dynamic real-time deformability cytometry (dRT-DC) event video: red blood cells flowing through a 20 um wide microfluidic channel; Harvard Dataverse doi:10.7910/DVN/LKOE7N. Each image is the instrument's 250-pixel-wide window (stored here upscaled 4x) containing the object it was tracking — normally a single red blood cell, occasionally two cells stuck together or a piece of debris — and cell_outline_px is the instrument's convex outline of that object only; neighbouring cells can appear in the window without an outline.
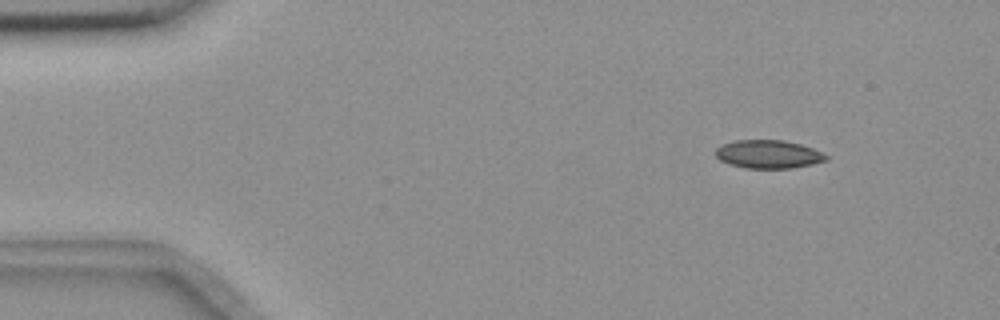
{"species": "common noctule bat (a hibernating species)", "species_latin": "Nyctalus noctula", "temperature_condition": "room temperature", "stored_images_in_passage": 4, "camera_frame_rate_fps": 3000, "um_per_image_px": 0.085, "animal": {"sex": "female", "body_mass_g": 18.4}, "frame": {"image": 1, "passage_image": 2, "time_ms": 0.333, "image_size_px": [1000, 320], "cell_outline_px": [[828, 160], [812, 164], [792, 168], [744, 168], [720, 160], [716, 156], [716, 148], [720, 144], [736, 140], [784, 140], [800, 144], [812, 148], [828, 156]], "centroid_in_image_um": [65.3, 13.1], "position_along_channel_um": 19.7, "area_um2": 18.15}}